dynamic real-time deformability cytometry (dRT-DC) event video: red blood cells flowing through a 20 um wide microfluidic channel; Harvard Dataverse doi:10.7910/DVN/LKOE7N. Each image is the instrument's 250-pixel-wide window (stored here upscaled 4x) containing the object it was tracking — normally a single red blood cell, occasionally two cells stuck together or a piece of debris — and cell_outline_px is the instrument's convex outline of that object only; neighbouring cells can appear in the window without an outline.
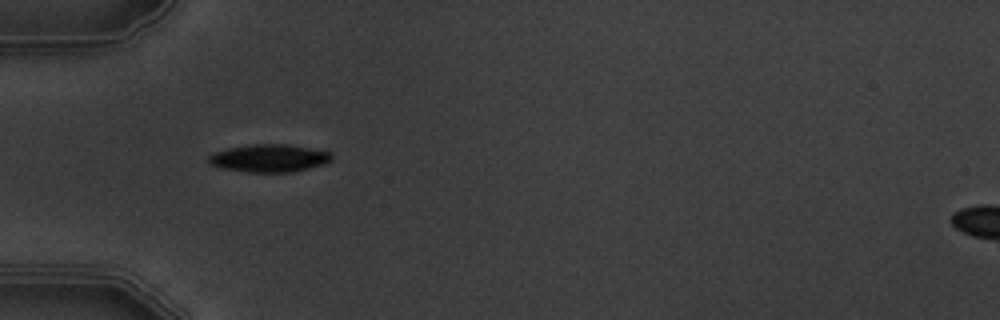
{"species": "common noctule bat (a hibernating species)", "species_latin": "Nyctalus noctula", "temperature_condition": "warm", "stored_images_in_passage": 6, "camera_frame_rate_fps": 3000, "um_per_image_px": 0.085, "animal": {"sex": "male", "body_mass_g": 19.5, "forearm_length_mm": 54.6}, "frame": {"image": 1, "passage_image": 5, "time_ms": 4.667, "image_size_px": [1000, 320], "cell_outline_px": [[332, 160], [324, 164], [292, 172], [248, 172], [220, 168], [212, 164], [208, 160], [208, 156], [216, 152], [228, 148], [252, 144], [284, 144], [328, 152], [332, 156]], "centroid_in_image_um": [22.85, 13.45], "position_along_channel_um": 62.1, "area_um2": 19.54}}